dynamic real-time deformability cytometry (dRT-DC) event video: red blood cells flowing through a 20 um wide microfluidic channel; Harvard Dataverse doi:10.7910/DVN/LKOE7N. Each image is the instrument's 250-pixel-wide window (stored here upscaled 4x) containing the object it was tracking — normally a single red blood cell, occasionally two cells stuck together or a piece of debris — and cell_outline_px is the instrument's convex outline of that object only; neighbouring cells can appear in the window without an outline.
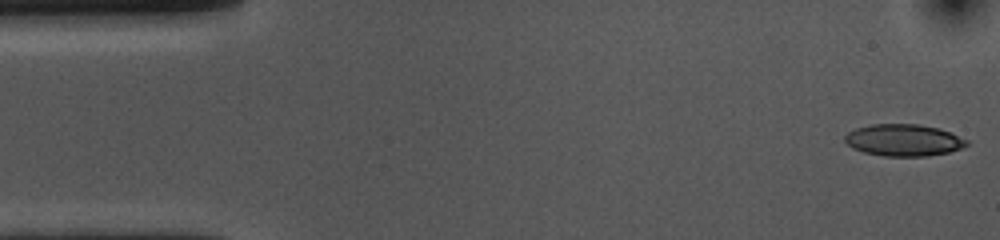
{"species": "common noctule bat (a hibernating species)", "species_latin": "Nyctalus noctula", "temperature_condition": "cold", "stored_images_in_passage": 53, "camera_frame_rate_fps": 3000, "um_per_image_px": 0.085, "animal": {"sex": "female", "body_mass_g": 10.0, "forearm_length_mm": 53.1}, "frame": {"image": 1, "passage_image": 1, "time_ms": 0.0, "image_size_px": [1000, 240], "cell_outline_px": [[968, 144], [960, 148], [948, 152], [928, 156], [884, 156], [864, 152], [852, 148], [844, 140], [844, 136], [848, 132], [856, 128], [872, 124], [920, 124], [940, 128], [968, 140]], "centroid_in_image_um": [76.79, 11.9], "position_along_channel_um": 8.2, "area_um2": 22.6}}
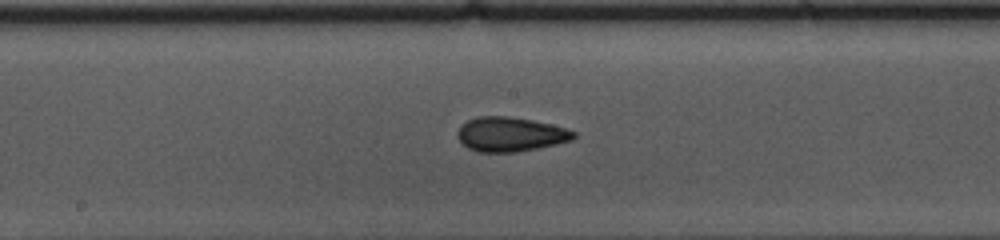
{"frame": {"image": 2, "passage_image": 26, "time_ms": 8.333, "image_size_px": [1000, 240], "cell_outline_px": [[576, 136], [572, 140], [556, 144], [516, 152], [480, 152], [468, 148], [460, 144], [456, 136], [456, 132], [468, 120], [476, 116], [508, 116], [532, 120], [552, 124], [576, 132]], "centroid_in_image_um": [43.35, 11.41], "position_along_channel_um": 204.9, "area_um2": 23.35}}
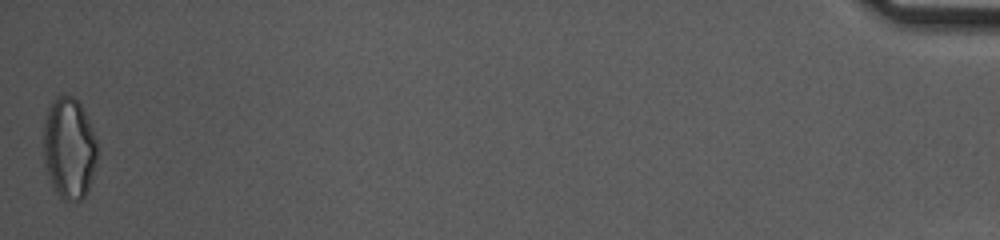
{"frame": {"image": 3, "passage_image": 53, "time_ms": 17.333, "image_size_px": [1000, 240], "cell_outline_px": [[96, 160], [88, 192], [80, 200], [64, 200], [56, 192], [52, 184], [44, 164], [44, 120], [48, 104], [56, 96], [64, 92], [72, 96], [80, 104], [92, 128], [96, 140]], "centroid_in_image_um": [5.85, 12.55], "position_along_channel_um": 429.3, "area_um2": 31.85}, "authors_computed_cell_mechanics": {"area_um2": 22.9466, "velocity_mm_per_s": 3.6402, "shape_relaxation_time_tau1_ms": 5.6978, "shape_relaxation_time_tau2_ms": 2.5748, "deformation_change_tau1": 0.1504, "deformation_change_tau2": 0.0978}}